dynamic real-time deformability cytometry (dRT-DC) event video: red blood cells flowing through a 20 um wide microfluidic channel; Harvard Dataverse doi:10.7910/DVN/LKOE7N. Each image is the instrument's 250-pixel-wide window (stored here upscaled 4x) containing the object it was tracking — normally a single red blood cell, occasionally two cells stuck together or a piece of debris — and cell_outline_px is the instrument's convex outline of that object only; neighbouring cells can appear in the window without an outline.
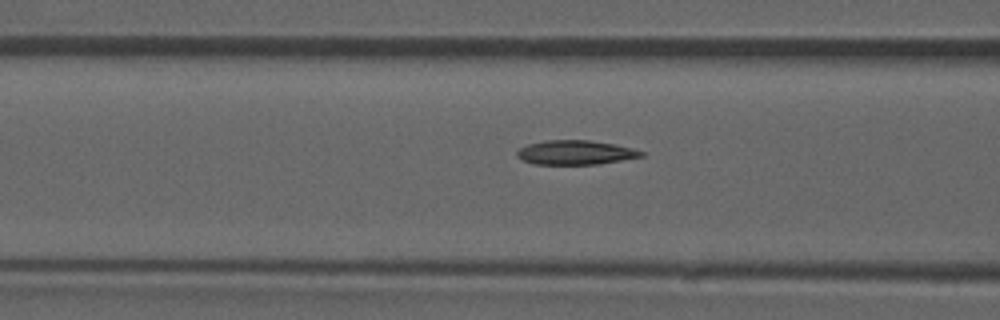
{"species": "common noctule bat (a hibernating species)", "species_latin": "Nyctalus noctula", "temperature_condition": "room temperature", "stored_images_in_passage": 46, "camera_frame_rate_fps": 3000, "um_per_image_px": 0.085, "animal": {"sex": "male", "forearm_length_mm": 52.5}, "frame": {"image": 1, "passage_image": 14, "time_ms": 4.333, "image_size_px": [1000, 320], "cell_outline_px": [[644, 156], [596, 164], [532, 164], [516, 156], [516, 152], [520, 148], [528, 144], [544, 140], [588, 140], [616, 144], [632, 148], [644, 152]], "centroid_in_image_um": [48.89, 12.95], "position_along_channel_um": 117.7, "area_um2": 17.51}, "authors_computed_cell_mechanics": {"area_um2": 17.8313, "velocity_mm_per_s": 3.8803, "shape_relaxation_time_tau1_ms": null, "shape_relaxation_time_tau2_ms": 4.737, "deformation_change_tau1": null, "deformation_change_tau2": 0.1355}}